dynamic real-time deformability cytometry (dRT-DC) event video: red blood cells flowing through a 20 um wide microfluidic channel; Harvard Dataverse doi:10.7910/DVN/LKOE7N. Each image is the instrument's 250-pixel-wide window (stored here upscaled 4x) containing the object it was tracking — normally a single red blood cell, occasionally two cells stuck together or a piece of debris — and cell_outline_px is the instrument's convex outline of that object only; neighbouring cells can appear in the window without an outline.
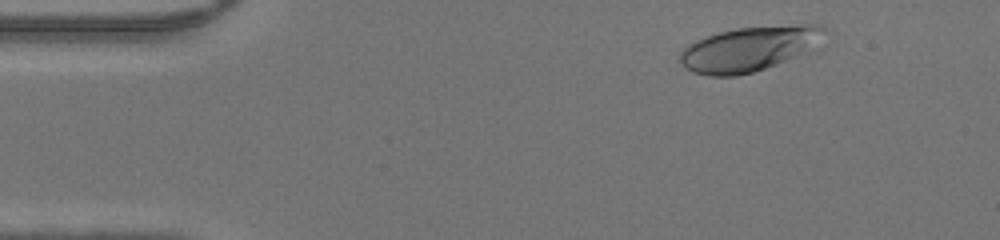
{"species": "human", "species_latin": "Homo sapiens", "temperature_condition": "warm", "stored_images_in_passage": 44, "camera_frame_rate_fps": 3000, "um_per_image_px": 0.085, "donor": {"sex": "male"}, "frame": {"image": 1, "passage_image": 3, "time_ms": 0.667, "image_size_px": [1000, 240], "cell_outline_px": [[832, 32], [824, 48], [816, 52], [752, 72], [736, 76], [708, 76], [692, 72], [684, 68], [680, 64], [680, 52], [688, 44], [696, 40], [720, 32], [736, 28], [800, 24], [824, 24]], "centroid_in_image_um": [63.95, 4.13], "position_along_channel_um": 21.1, "area_um2": 39.59}}
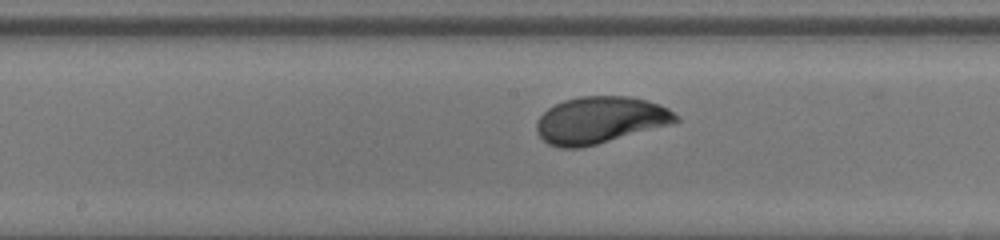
{"frame": {"image": 2, "passage_image": 21, "time_ms": 6.667, "image_size_px": [1000, 240], "cell_outline_px": [[680, 120], [672, 124], [596, 144], [580, 148], [560, 148], [548, 144], [536, 132], [536, 120], [548, 108], [564, 100], [580, 96], [628, 96], [648, 100], [668, 108]], "centroid_in_image_um": [50.98, 10.2], "position_along_channel_um": 197.2, "area_um2": 37.92}}
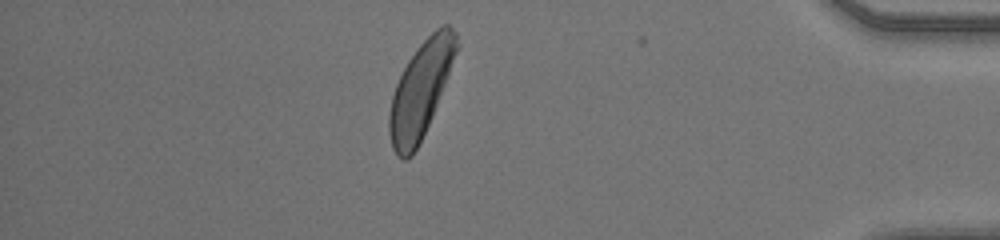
{"frame": {"image": 3, "passage_image": 38, "time_ms": 12.333, "image_size_px": [1000, 240], "cell_outline_px": [[460, 44], [432, 116], [412, 156], [408, 160], [404, 160], [396, 156], [392, 148], [388, 132], [388, 116], [392, 96], [396, 84], [408, 60], [420, 44], [436, 28], [444, 24], [448, 24], [456, 32]], "centroid_in_image_um": [35.74, 7.64], "position_along_channel_um": 399.5, "area_um2": 37.11}}